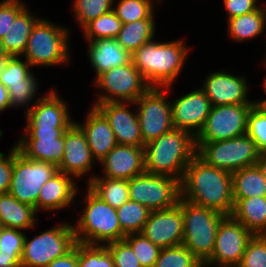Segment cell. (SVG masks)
Instances as JSON below:
<instances>
[{"mask_svg": "<svg viewBox=\"0 0 266 267\" xmlns=\"http://www.w3.org/2000/svg\"><path fill=\"white\" fill-rule=\"evenodd\" d=\"M180 187L181 198L187 202L231 216L234 199L230 172L210 166L196 155L186 167Z\"/></svg>", "mask_w": 266, "mask_h": 267, "instance_id": "obj_1", "label": "cell"}, {"mask_svg": "<svg viewBox=\"0 0 266 267\" xmlns=\"http://www.w3.org/2000/svg\"><path fill=\"white\" fill-rule=\"evenodd\" d=\"M182 40H151L132 53V62L151 87L169 91L185 64L189 48Z\"/></svg>", "mask_w": 266, "mask_h": 267, "instance_id": "obj_2", "label": "cell"}, {"mask_svg": "<svg viewBox=\"0 0 266 267\" xmlns=\"http://www.w3.org/2000/svg\"><path fill=\"white\" fill-rule=\"evenodd\" d=\"M196 155L195 137L187 131L173 128L144 145L145 172L181 181L186 167Z\"/></svg>", "mask_w": 266, "mask_h": 267, "instance_id": "obj_3", "label": "cell"}, {"mask_svg": "<svg viewBox=\"0 0 266 267\" xmlns=\"http://www.w3.org/2000/svg\"><path fill=\"white\" fill-rule=\"evenodd\" d=\"M84 197L85 207L73 226L76 242L90 245H106L124 240L126 234L120 227L117 210L105 203L88 187Z\"/></svg>", "mask_w": 266, "mask_h": 267, "instance_id": "obj_4", "label": "cell"}, {"mask_svg": "<svg viewBox=\"0 0 266 267\" xmlns=\"http://www.w3.org/2000/svg\"><path fill=\"white\" fill-rule=\"evenodd\" d=\"M178 205L183 216L182 245L204 263L212 255L220 223L226 216L182 198Z\"/></svg>", "mask_w": 266, "mask_h": 267, "instance_id": "obj_5", "label": "cell"}, {"mask_svg": "<svg viewBox=\"0 0 266 267\" xmlns=\"http://www.w3.org/2000/svg\"><path fill=\"white\" fill-rule=\"evenodd\" d=\"M69 29L40 18L33 26L22 57L33 66L68 64Z\"/></svg>", "mask_w": 266, "mask_h": 267, "instance_id": "obj_6", "label": "cell"}, {"mask_svg": "<svg viewBox=\"0 0 266 267\" xmlns=\"http://www.w3.org/2000/svg\"><path fill=\"white\" fill-rule=\"evenodd\" d=\"M195 143L197 155L218 169L233 173L258 164L260 150L247 133L222 141Z\"/></svg>", "mask_w": 266, "mask_h": 267, "instance_id": "obj_7", "label": "cell"}, {"mask_svg": "<svg viewBox=\"0 0 266 267\" xmlns=\"http://www.w3.org/2000/svg\"><path fill=\"white\" fill-rule=\"evenodd\" d=\"M76 244L73 225L61 223L43 231L31 240L25 235L21 267H47L64 256Z\"/></svg>", "mask_w": 266, "mask_h": 267, "instance_id": "obj_8", "label": "cell"}, {"mask_svg": "<svg viewBox=\"0 0 266 267\" xmlns=\"http://www.w3.org/2000/svg\"><path fill=\"white\" fill-rule=\"evenodd\" d=\"M58 171V167L51 163L26 158L14 145V165L8 193L33 206L38 213L39 192Z\"/></svg>", "mask_w": 266, "mask_h": 267, "instance_id": "obj_9", "label": "cell"}, {"mask_svg": "<svg viewBox=\"0 0 266 267\" xmlns=\"http://www.w3.org/2000/svg\"><path fill=\"white\" fill-rule=\"evenodd\" d=\"M129 198L151 211L175 207L181 198L180 180L144 172L128 180Z\"/></svg>", "mask_w": 266, "mask_h": 267, "instance_id": "obj_10", "label": "cell"}, {"mask_svg": "<svg viewBox=\"0 0 266 267\" xmlns=\"http://www.w3.org/2000/svg\"><path fill=\"white\" fill-rule=\"evenodd\" d=\"M93 85L105 91L94 103L135 102L151 88L133 62L104 71Z\"/></svg>", "mask_w": 266, "mask_h": 267, "instance_id": "obj_11", "label": "cell"}, {"mask_svg": "<svg viewBox=\"0 0 266 267\" xmlns=\"http://www.w3.org/2000/svg\"><path fill=\"white\" fill-rule=\"evenodd\" d=\"M165 88L151 87L135 102L143 142L159 138L174 128L172 123V105L167 101Z\"/></svg>", "mask_w": 266, "mask_h": 267, "instance_id": "obj_12", "label": "cell"}, {"mask_svg": "<svg viewBox=\"0 0 266 267\" xmlns=\"http://www.w3.org/2000/svg\"><path fill=\"white\" fill-rule=\"evenodd\" d=\"M255 104L212 106L195 142H214L247 133L248 115Z\"/></svg>", "mask_w": 266, "mask_h": 267, "instance_id": "obj_13", "label": "cell"}, {"mask_svg": "<svg viewBox=\"0 0 266 267\" xmlns=\"http://www.w3.org/2000/svg\"><path fill=\"white\" fill-rule=\"evenodd\" d=\"M254 235L232 216L220 223L212 255L203 263L205 267H236Z\"/></svg>", "mask_w": 266, "mask_h": 267, "instance_id": "obj_14", "label": "cell"}, {"mask_svg": "<svg viewBox=\"0 0 266 267\" xmlns=\"http://www.w3.org/2000/svg\"><path fill=\"white\" fill-rule=\"evenodd\" d=\"M68 128H25L15 146L26 157L59 166L64 155V133Z\"/></svg>", "mask_w": 266, "mask_h": 267, "instance_id": "obj_15", "label": "cell"}, {"mask_svg": "<svg viewBox=\"0 0 266 267\" xmlns=\"http://www.w3.org/2000/svg\"><path fill=\"white\" fill-rule=\"evenodd\" d=\"M31 67L25 59L22 61L20 56H12L1 75L0 82L8 90L11 108L27 106L28 112L33 106L29 103L38 101V99L33 100L36 97V92H38L37 86L39 84L35 74L30 69Z\"/></svg>", "mask_w": 266, "mask_h": 267, "instance_id": "obj_16", "label": "cell"}, {"mask_svg": "<svg viewBox=\"0 0 266 267\" xmlns=\"http://www.w3.org/2000/svg\"><path fill=\"white\" fill-rule=\"evenodd\" d=\"M171 105L174 128L187 131L194 137L201 131L212 108L202 88L188 92L173 101Z\"/></svg>", "mask_w": 266, "mask_h": 267, "instance_id": "obj_17", "label": "cell"}, {"mask_svg": "<svg viewBox=\"0 0 266 267\" xmlns=\"http://www.w3.org/2000/svg\"><path fill=\"white\" fill-rule=\"evenodd\" d=\"M141 233L160 248L181 245L183 239L181 207L177 204L169 209L151 211Z\"/></svg>", "mask_w": 266, "mask_h": 267, "instance_id": "obj_18", "label": "cell"}, {"mask_svg": "<svg viewBox=\"0 0 266 267\" xmlns=\"http://www.w3.org/2000/svg\"><path fill=\"white\" fill-rule=\"evenodd\" d=\"M130 104L133 105L132 102H108L93 106L108 120L118 145L144 147L138 114L128 109Z\"/></svg>", "mask_w": 266, "mask_h": 267, "instance_id": "obj_19", "label": "cell"}, {"mask_svg": "<svg viewBox=\"0 0 266 267\" xmlns=\"http://www.w3.org/2000/svg\"><path fill=\"white\" fill-rule=\"evenodd\" d=\"M239 76L225 71L212 72L207 76L201 88L209 98L212 106L254 104V101L247 99L249 91L247 77Z\"/></svg>", "mask_w": 266, "mask_h": 267, "instance_id": "obj_20", "label": "cell"}, {"mask_svg": "<svg viewBox=\"0 0 266 267\" xmlns=\"http://www.w3.org/2000/svg\"><path fill=\"white\" fill-rule=\"evenodd\" d=\"M94 162L86 136L74 122L64 133V155L58 170L77 180L92 170Z\"/></svg>", "mask_w": 266, "mask_h": 267, "instance_id": "obj_21", "label": "cell"}, {"mask_svg": "<svg viewBox=\"0 0 266 267\" xmlns=\"http://www.w3.org/2000/svg\"><path fill=\"white\" fill-rule=\"evenodd\" d=\"M69 113L65 101L52 89L25 113V128H69L75 122Z\"/></svg>", "mask_w": 266, "mask_h": 267, "instance_id": "obj_22", "label": "cell"}, {"mask_svg": "<svg viewBox=\"0 0 266 267\" xmlns=\"http://www.w3.org/2000/svg\"><path fill=\"white\" fill-rule=\"evenodd\" d=\"M99 164L102 177L130 180L145 172L144 147L117 144Z\"/></svg>", "mask_w": 266, "mask_h": 267, "instance_id": "obj_23", "label": "cell"}, {"mask_svg": "<svg viewBox=\"0 0 266 267\" xmlns=\"http://www.w3.org/2000/svg\"><path fill=\"white\" fill-rule=\"evenodd\" d=\"M84 123L75 122L86 136L94 159L99 163L117 145L108 120L95 107H90Z\"/></svg>", "mask_w": 266, "mask_h": 267, "instance_id": "obj_24", "label": "cell"}, {"mask_svg": "<svg viewBox=\"0 0 266 267\" xmlns=\"http://www.w3.org/2000/svg\"><path fill=\"white\" fill-rule=\"evenodd\" d=\"M77 181L70 175L58 171L42 186L38 196V211H57L73 203L78 195Z\"/></svg>", "mask_w": 266, "mask_h": 267, "instance_id": "obj_25", "label": "cell"}, {"mask_svg": "<svg viewBox=\"0 0 266 267\" xmlns=\"http://www.w3.org/2000/svg\"><path fill=\"white\" fill-rule=\"evenodd\" d=\"M88 57L96 77L104 71L132 62V54L125 50L116 38L88 41Z\"/></svg>", "mask_w": 266, "mask_h": 267, "instance_id": "obj_26", "label": "cell"}, {"mask_svg": "<svg viewBox=\"0 0 266 267\" xmlns=\"http://www.w3.org/2000/svg\"><path fill=\"white\" fill-rule=\"evenodd\" d=\"M26 7L8 28L4 37L0 40V53L11 56H22L33 26L40 19L34 16Z\"/></svg>", "mask_w": 266, "mask_h": 267, "instance_id": "obj_27", "label": "cell"}, {"mask_svg": "<svg viewBox=\"0 0 266 267\" xmlns=\"http://www.w3.org/2000/svg\"><path fill=\"white\" fill-rule=\"evenodd\" d=\"M231 216L253 235H266V197L233 198Z\"/></svg>", "mask_w": 266, "mask_h": 267, "instance_id": "obj_28", "label": "cell"}, {"mask_svg": "<svg viewBox=\"0 0 266 267\" xmlns=\"http://www.w3.org/2000/svg\"><path fill=\"white\" fill-rule=\"evenodd\" d=\"M35 208L20 202L10 193L0 195V223L2 227L30 229L36 225Z\"/></svg>", "mask_w": 266, "mask_h": 267, "instance_id": "obj_29", "label": "cell"}, {"mask_svg": "<svg viewBox=\"0 0 266 267\" xmlns=\"http://www.w3.org/2000/svg\"><path fill=\"white\" fill-rule=\"evenodd\" d=\"M233 198L266 197V178L258 164L231 173Z\"/></svg>", "mask_w": 266, "mask_h": 267, "instance_id": "obj_30", "label": "cell"}, {"mask_svg": "<svg viewBox=\"0 0 266 267\" xmlns=\"http://www.w3.org/2000/svg\"><path fill=\"white\" fill-rule=\"evenodd\" d=\"M87 187L113 208L121 207L129 198L128 180L90 176Z\"/></svg>", "mask_w": 266, "mask_h": 267, "instance_id": "obj_31", "label": "cell"}, {"mask_svg": "<svg viewBox=\"0 0 266 267\" xmlns=\"http://www.w3.org/2000/svg\"><path fill=\"white\" fill-rule=\"evenodd\" d=\"M228 31L236 42L251 40L265 31L266 6L259 7L256 11L241 16L227 19Z\"/></svg>", "mask_w": 266, "mask_h": 267, "instance_id": "obj_32", "label": "cell"}, {"mask_svg": "<svg viewBox=\"0 0 266 267\" xmlns=\"http://www.w3.org/2000/svg\"><path fill=\"white\" fill-rule=\"evenodd\" d=\"M154 19H142L122 24L116 37L117 42L131 54L145 43L154 39L156 32Z\"/></svg>", "mask_w": 266, "mask_h": 267, "instance_id": "obj_33", "label": "cell"}, {"mask_svg": "<svg viewBox=\"0 0 266 267\" xmlns=\"http://www.w3.org/2000/svg\"><path fill=\"white\" fill-rule=\"evenodd\" d=\"M116 210L120 227L126 235L141 233L151 213L146 206L130 199Z\"/></svg>", "mask_w": 266, "mask_h": 267, "instance_id": "obj_34", "label": "cell"}, {"mask_svg": "<svg viewBox=\"0 0 266 267\" xmlns=\"http://www.w3.org/2000/svg\"><path fill=\"white\" fill-rule=\"evenodd\" d=\"M122 27V21L114 10L102 14L97 19L91 20L82 29L88 41L105 38H116Z\"/></svg>", "mask_w": 266, "mask_h": 267, "instance_id": "obj_35", "label": "cell"}, {"mask_svg": "<svg viewBox=\"0 0 266 267\" xmlns=\"http://www.w3.org/2000/svg\"><path fill=\"white\" fill-rule=\"evenodd\" d=\"M162 4V0H156ZM113 8L122 24L142 19H155V2L152 0H119Z\"/></svg>", "mask_w": 266, "mask_h": 267, "instance_id": "obj_36", "label": "cell"}, {"mask_svg": "<svg viewBox=\"0 0 266 267\" xmlns=\"http://www.w3.org/2000/svg\"><path fill=\"white\" fill-rule=\"evenodd\" d=\"M154 267H203V263L181 244L161 248Z\"/></svg>", "mask_w": 266, "mask_h": 267, "instance_id": "obj_37", "label": "cell"}, {"mask_svg": "<svg viewBox=\"0 0 266 267\" xmlns=\"http://www.w3.org/2000/svg\"><path fill=\"white\" fill-rule=\"evenodd\" d=\"M77 267H115L106 245L77 242Z\"/></svg>", "mask_w": 266, "mask_h": 267, "instance_id": "obj_38", "label": "cell"}, {"mask_svg": "<svg viewBox=\"0 0 266 267\" xmlns=\"http://www.w3.org/2000/svg\"><path fill=\"white\" fill-rule=\"evenodd\" d=\"M115 2L116 0H74L72 2L74 16L83 28L91 20L113 10Z\"/></svg>", "mask_w": 266, "mask_h": 267, "instance_id": "obj_39", "label": "cell"}, {"mask_svg": "<svg viewBox=\"0 0 266 267\" xmlns=\"http://www.w3.org/2000/svg\"><path fill=\"white\" fill-rule=\"evenodd\" d=\"M124 240L131 246L142 267H154L161 250L159 246L153 244L142 233L127 234Z\"/></svg>", "mask_w": 266, "mask_h": 267, "instance_id": "obj_40", "label": "cell"}, {"mask_svg": "<svg viewBox=\"0 0 266 267\" xmlns=\"http://www.w3.org/2000/svg\"><path fill=\"white\" fill-rule=\"evenodd\" d=\"M236 267H266V235H254Z\"/></svg>", "mask_w": 266, "mask_h": 267, "instance_id": "obj_41", "label": "cell"}, {"mask_svg": "<svg viewBox=\"0 0 266 267\" xmlns=\"http://www.w3.org/2000/svg\"><path fill=\"white\" fill-rule=\"evenodd\" d=\"M247 134L259 150L266 148V114L256 105L248 115Z\"/></svg>", "mask_w": 266, "mask_h": 267, "instance_id": "obj_42", "label": "cell"}, {"mask_svg": "<svg viewBox=\"0 0 266 267\" xmlns=\"http://www.w3.org/2000/svg\"><path fill=\"white\" fill-rule=\"evenodd\" d=\"M115 267H142L131 246L125 240L106 244Z\"/></svg>", "mask_w": 266, "mask_h": 267, "instance_id": "obj_43", "label": "cell"}, {"mask_svg": "<svg viewBox=\"0 0 266 267\" xmlns=\"http://www.w3.org/2000/svg\"><path fill=\"white\" fill-rule=\"evenodd\" d=\"M25 233L19 229H0V254L21 255L23 254Z\"/></svg>", "mask_w": 266, "mask_h": 267, "instance_id": "obj_44", "label": "cell"}, {"mask_svg": "<svg viewBox=\"0 0 266 267\" xmlns=\"http://www.w3.org/2000/svg\"><path fill=\"white\" fill-rule=\"evenodd\" d=\"M24 1L3 0L0 1V40L8 31L15 18L27 7Z\"/></svg>", "mask_w": 266, "mask_h": 267, "instance_id": "obj_45", "label": "cell"}, {"mask_svg": "<svg viewBox=\"0 0 266 267\" xmlns=\"http://www.w3.org/2000/svg\"><path fill=\"white\" fill-rule=\"evenodd\" d=\"M14 165V146L10 148L5 156L0 152V195L9 191Z\"/></svg>", "mask_w": 266, "mask_h": 267, "instance_id": "obj_46", "label": "cell"}, {"mask_svg": "<svg viewBox=\"0 0 266 267\" xmlns=\"http://www.w3.org/2000/svg\"><path fill=\"white\" fill-rule=\"evenodd\" d=\"M225 10L227 11V19L256 11L260 5L257 0H223Z\"/></svg>", "mask_w": 266, "mask_h": 267, "instance_id": "obj_47", "label": "cell"}, {"mask_svg": "<svg viewBox=\"0 0 266 267\" xmlns=\"http://www.w3.org/2000/svg\"><path fill=\"white\" fill-rule=\"evenodd\" d=\"M47 267H77V242L64 256L58 257Z\"/></svg>", "mask_w": 266, "mask_h": 267, "instance_id": "obj_48", "label": "cell"}, {"mask_svg": "<svg viewBox=\"0 0 266 267\" xmlns=\"http://www.w3.org/2000/svg\"><path fill=\"white\" fill-rule=\"evenodd\" d=\"M0 267H21V255L0 254Z\"/></svg>", "mask_w": 266, "mask_h": 267, "instance_id": "obj_49", "label": "cell"}, {"mask_svg": "<svg viewBox=\"0 0 266 267\" xmlns=\"http://www.w3.org/2000/svg\"><path fill=\"white\" fill-rule=\"evenodd\" d=\"M11 108L10 98L7 88L0 82V112Z\"/></svg>", "mask_w": 266, "mask_h": 267, "instance_id": "obj_50", "label": "cell"}, {"mask_svg": "<svg viewBox=\"0 0 266 267\" xmlns=\"http://www.w3.org/2000/svg\"><path fill=\"white\" fill-rule=\"evenodd\" d=\"M258 165L261 167L264 173V176L266 178V148L263 150H260Z\"/></svg>", "mask_w": 266, "mask_h": 267, "instance_id": "obj_51", "label": "cell"}, {"mask_svg": "<svg viewBox=\"0 0 266 267\" xmlns=\"http://www.w3.org/2000/svg\"><path fill=\"white\" fill-rule=\"evenodd\" d=\"M11 57V55L0 53V79Z\"/></svg>", "mask_w": 266, "mask_h": 267, "instance_id": "obj_52", "label": "cell"}, {"mask_svg": "<svg viewBox=\"0 0 266 267\" xmlns=\"http://www.w3.org/2000/svg\"><path fill=\"white\" fill-rule=\"evenodd\" d=\"M254 104L266 114V100H254Z\"/></svg>", "mask_w": 266, "mask_h": 267, "instance_id": "obj_53", "label": "cell"}, {"mask_svg": "<svg viewBox=\"0 0 266 267\" xmlns=\"http://www.w3.org/2000/svg\"><path fill=\"white\" fill-rule=\"evenodd\" d=\"M263 81H264L263 84H264V87H265L264 92L266 93V77H265V79ZM263 100H266V98L265 99L263 98Z\"/></svg>", "mask_w": 266, "mask_h": 267, "instance_id": "obj_54", "label": "cell"}]
</instances>
